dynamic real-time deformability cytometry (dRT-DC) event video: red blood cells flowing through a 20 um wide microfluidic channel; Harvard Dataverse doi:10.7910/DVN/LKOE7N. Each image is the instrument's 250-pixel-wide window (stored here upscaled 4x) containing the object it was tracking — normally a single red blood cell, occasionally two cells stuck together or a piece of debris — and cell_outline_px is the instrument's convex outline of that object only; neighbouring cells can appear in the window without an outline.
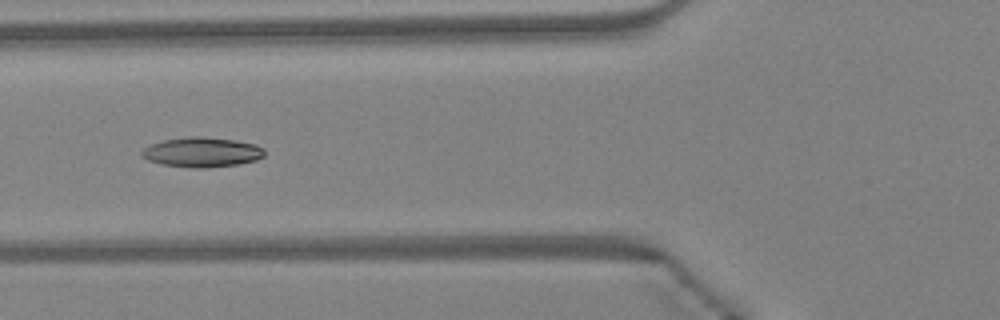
{"species": "Egyptian fruit bat (a non-hibernating species)", "species_latin": "Rousettus aegyptiacus", "temperature_condition": "warm", "stored_images_in_passage": 48, "camera_frame_rate_fps": 3000, "um_per_image_px": 0.085, "animal": {"sex": "female"}, "frame": {"image": 1, "passage_image": 19, "time_ms": 6.0, "image_size_px": [1000, 320], "cell_outline_px": [[264, 156], [256, 160], [236, 164], [208, 168], [192, 168], [160, 164], [148, 160], [140, 156], [140, 152], [144, 148], [152, 144], [164, 140], [188, 136], [204, 136], [236, 140], [256, 144], [264, 148]], "centroid_in_image_um": [17.16, 12.93], "position_along_channel_um": 108.6, "area_um2": 21.5}}
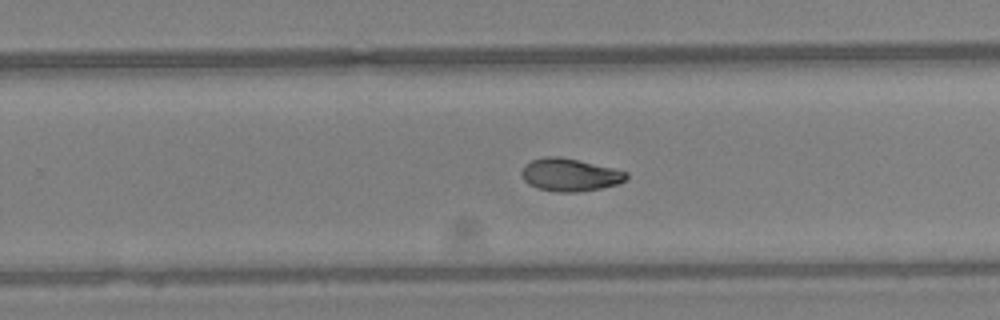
{"frame": {"image": 2, "passage_image": 31, "time_ms": 10.0, "image_size_px": [1000, 320], "cell_outline_px": [[628, 180], [620, 184], [600, 188], [576, 192], [560, 192], [536, 188], [528, 184], [524, 180], [520, 172], [524, 164], [532, 160], [544, 156], [560, 156], [612, 168], [628, 172]], "centroid_in_image_um": [48.43, 14.86], "position_along_channel_um": 281.4, "area_um2": 20.11}}
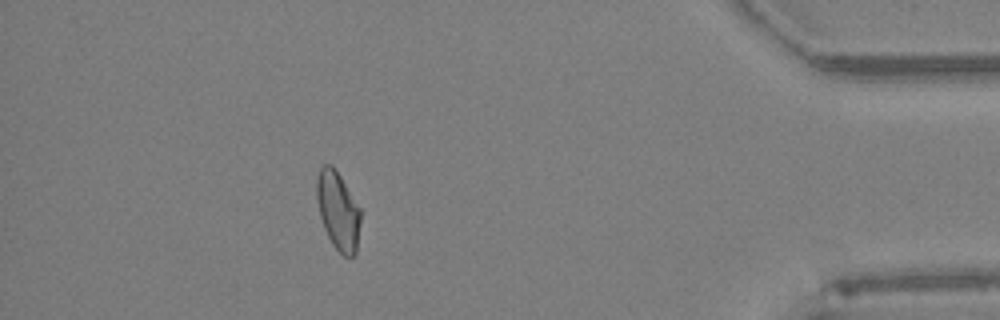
{"frame": {"image": 3, "passage_image": 43, "time_ms": 14.0, "image_size_px": [1000, 320], "cell_outline_px": [[360, 220], [356, 252], [352, 256], [344, 256], [332, 244], [324, 228], [320, 216], [316, 196], [316, 176], [320, 168], [324, 164], [332, 164], [340, 176], [360, 208]], "centroid_in_image_um": [28.71, 17.88], "position_along_channel_um": 406.5, "area_um2": 19.83}, "authors_computed_cell_mechanics": {"area_um2": 20.6346, "velocity_mm_per_s": 4.3408, "shape_relaxation_time_tau1_ms": 7.7079, "shape_relaxation_time_tau2_ms": null, "deformation_change_tau1": 0.1844, "deformation_change_tau2": null}}